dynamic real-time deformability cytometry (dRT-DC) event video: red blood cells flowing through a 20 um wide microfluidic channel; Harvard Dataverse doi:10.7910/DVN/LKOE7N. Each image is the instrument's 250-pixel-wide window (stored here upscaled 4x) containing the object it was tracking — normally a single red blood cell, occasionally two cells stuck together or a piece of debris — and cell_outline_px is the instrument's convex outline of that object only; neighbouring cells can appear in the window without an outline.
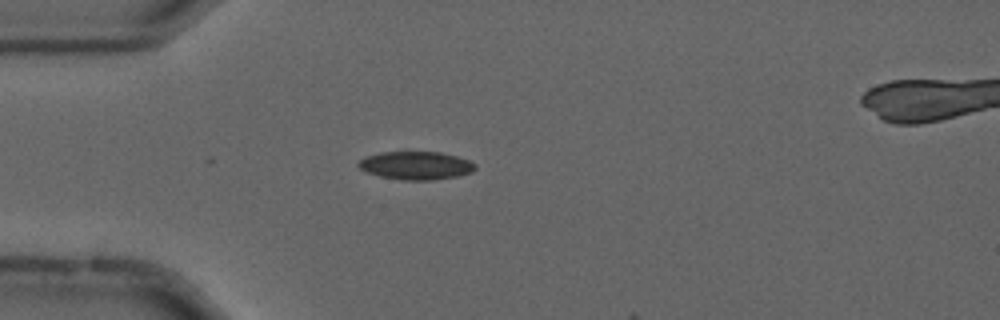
{"species": "common noctule bat (a hibernating species)", "species_latin": "Nyctalus noctula", "temperature_condition": "cold", "stored_images_in_passage": 6, "camera_frame_rate_fps": 3000, "um_per_image_px": 0.085, "animal": {"sex": "male", "forearm_length_mm": 52.5}, "frame": {"image": 1, "passage_image": 3, "time_ms": 0.667, "image_size_px": [1000, 320], "cell_outline_px": [[476, 168], [472, 172], [456, 176], [432, 180], [404, 180], [380, 176], [368, 172], [360, 168], [356, 164], [360, 160], [368, 156], [380, 152], [440, 152], [456, 156], [468, 160], [476, 164]], "centroid_in_image_um": [35.37, 14.06], "position_along_channel_um": 49.6, "area_um2": 18.96}}